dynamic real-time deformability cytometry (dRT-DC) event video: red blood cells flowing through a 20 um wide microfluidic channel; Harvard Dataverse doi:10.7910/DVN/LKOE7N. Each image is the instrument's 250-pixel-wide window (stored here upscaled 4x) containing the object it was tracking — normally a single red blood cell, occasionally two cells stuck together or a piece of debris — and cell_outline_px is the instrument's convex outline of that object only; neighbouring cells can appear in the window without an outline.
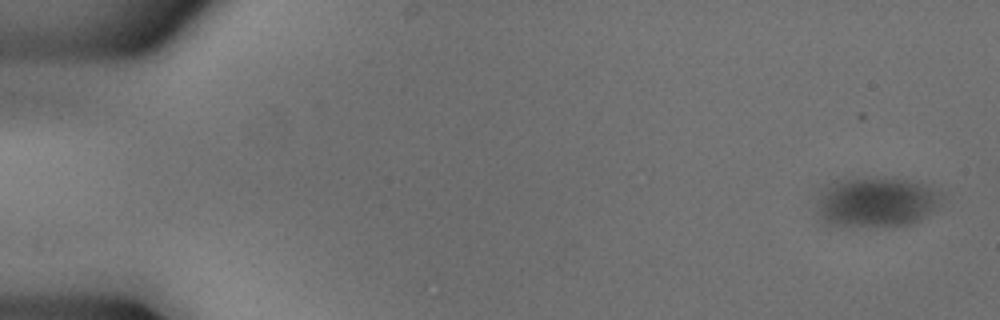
{"species": "common noctule bat (a hibernating species)", "species_latin": "Nyctalus noctula", "temperature_condition": "cold", "stored_images_in_passage": 5, "camera_frame_rate_fps": 3000, "um_per_image_px": 0.085, "animal": {"sex": "male", "body_mass_g": 18.8}, "frame": {"image": 1, "passage_image": 1, "time_ms": 0.0, "image_size_px": [1000, 320], "cell_outline_px": [[944, 196], [940, 204], [932, 212], [920, 220], [908, 224], [868, 228], [824, 224], [820, 220], [816, 212], [816, 200], [820, 188], [836, 180], [880, 176], [884, 176], [916, 180], [944, 192]], "centroid_in_image_um": [74.47, 17.16], "position_along_channel_um": 10.5, "area_um2": 38.26}}